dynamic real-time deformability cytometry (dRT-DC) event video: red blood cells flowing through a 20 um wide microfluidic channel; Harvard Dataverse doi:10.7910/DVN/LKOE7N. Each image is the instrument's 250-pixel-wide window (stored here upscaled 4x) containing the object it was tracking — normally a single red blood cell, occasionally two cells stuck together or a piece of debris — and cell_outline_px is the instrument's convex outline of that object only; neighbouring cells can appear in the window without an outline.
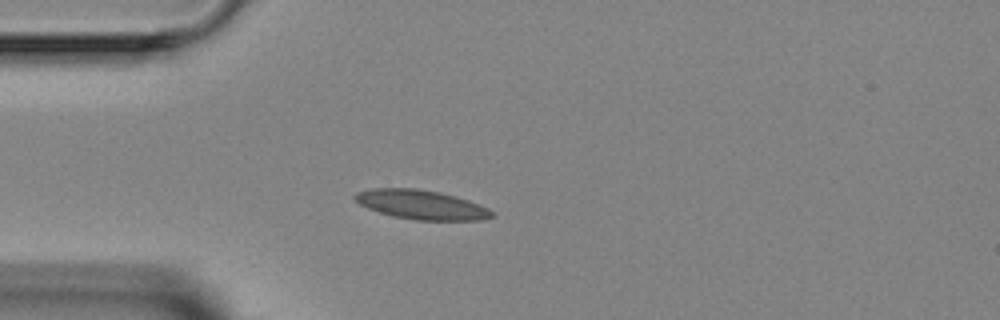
{"species": "Egyptian fruit bat (a non-hibernating species)", "species_latin": "Rousettus aegyptiacus", "temperature_condition": "room temperature", "stored_images_in_passage": 4, "camera_frame_rate_fps": 3000, "um_per_image_px": 0.085, "animal": {"sex": "female"}, "frame": {"image": 1, "passage_image": 3, "time_ms": 2.333, "image_size_px": [1000, 320], "cell_outline_px": [[496, 216], [480, 220], [416, 220], [392, 216], [368, 208], [360, 204], [352, 196], [356, 192], [372, 188], [416, 188], [440, 192], [456, 196], [468, 200], [488, 208]], "centroid_in_image_um": [35.81, 17.39], "position_along_channel_um": 49.2, "area_um2": 23.35}}